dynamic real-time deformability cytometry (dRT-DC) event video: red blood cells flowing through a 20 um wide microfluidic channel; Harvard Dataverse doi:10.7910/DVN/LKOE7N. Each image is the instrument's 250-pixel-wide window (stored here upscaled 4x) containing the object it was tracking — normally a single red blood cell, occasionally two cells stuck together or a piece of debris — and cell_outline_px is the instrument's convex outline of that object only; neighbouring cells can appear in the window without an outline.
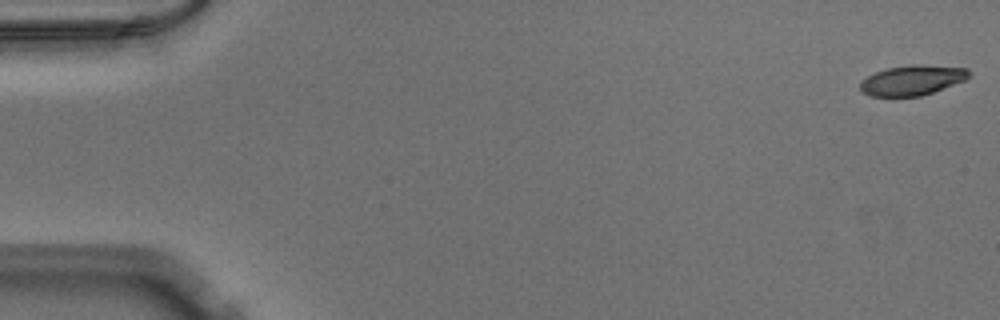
{"species": "Egyptian fruit bat (a non-hibernating species)", "species_latin": "Rousettus aegyptiacus", "temperature_condition": "warm", "stored_images_in_passage": 52, "camera_frame_rate_fps": 3000, "um_per_image_px": 0.085, "animal": {"sex": "male"}, "frame": {"image": 1, "passage_image": 1, "time_ms": 0.0, "image_size_px": [1000, 320], "cell_outline_px": [[972, 76], [964, 80], [932, 92], [920, 96], [868, 96], [860, 88], [860, 80], [876, 72], [888, 68], [912, 64], [924, 64], [968, 68], [972, 72]], "centroid_in_image_um": [77.57, 6.8], "position_along_channel_um": 7.4, "area_um2": 19.07}}
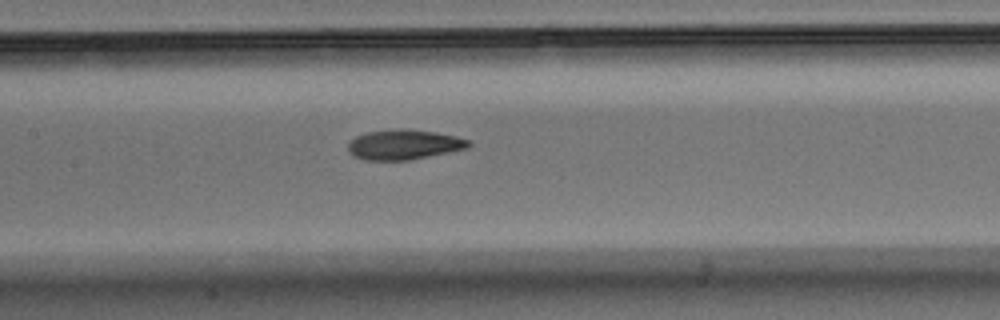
{"frame": {"image": 2, "passage_image": 25, "time_ms": 8.0, "image_size_px": [1000, 320], "cell_outline_px": [[472, 144], [468, 148], [408, 160], [364, 160], [352, 156], [348, 152], [348, 140], [356, 136], [368, 132], [396, 128], [408, 128], [436, 132], [456, 136], [468, 140]], "centroid_in_image_um": [34.29, 12.28], "position_along_channel_um": 173.1, "area_um2": 21.27}}
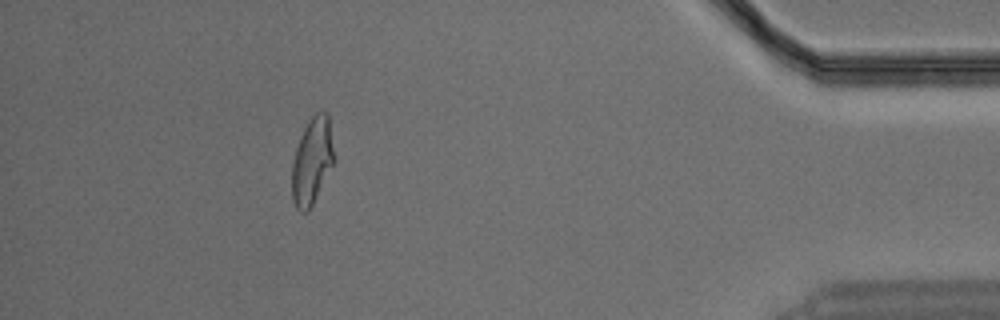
{"frame": {"image": 3, "passage_image": 47, "time_ms": 15.333, "image_size_px": [1000, 320], "cell_outline_px": [[336, 160], [308, 212], [300, 212], [296, 208], [292, 200], [292, 164], [296, 148], [300, 136], [308, 120], [316, 112], [328, 112]], "centroid_in_image_um": [26.54, 13.68], "position_along_channel_um": 408.7, "area_um2": 21.56}}